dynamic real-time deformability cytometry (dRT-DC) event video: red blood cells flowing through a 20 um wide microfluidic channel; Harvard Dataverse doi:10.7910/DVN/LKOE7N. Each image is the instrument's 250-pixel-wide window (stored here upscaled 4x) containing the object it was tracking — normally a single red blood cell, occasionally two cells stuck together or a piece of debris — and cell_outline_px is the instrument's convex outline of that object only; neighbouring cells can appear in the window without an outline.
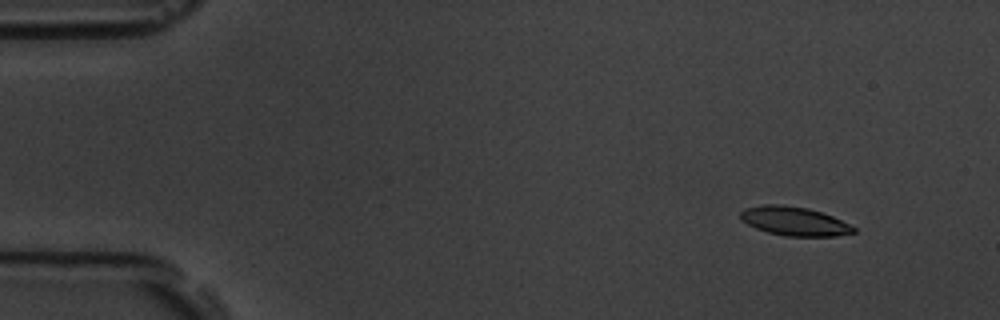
{"species": "common noctule bat (a hibernating species)", "species_latin": "Nyctalus noctula", "temperature_condition": "room temperature", "stored_images_in_passage": 11, "camera_frame_rate_fps": 3000, "um_per_image_px": 0.085, "animal": {"sex": "male", "body_mass_g": 19.5, "forearm_length_mm": 54.6}, "frame": {"image": 1, "passage_image": 2, "time_ms": 1.333, "image_size_px": [1000, 320], "cell_outline_px": [[856, 232], [836, 236], [784, 236], [768, 232], [756, 228], [748, 224], [740, 216], [740, 212], [744, 208], [764, 204], [780, 204], [808, 208], [832, 216], [856, 228]], "centroid_in_image_um": [67.51, 18.8], "position_along_channel_um": 17.5, "area_um2": 18.9}}
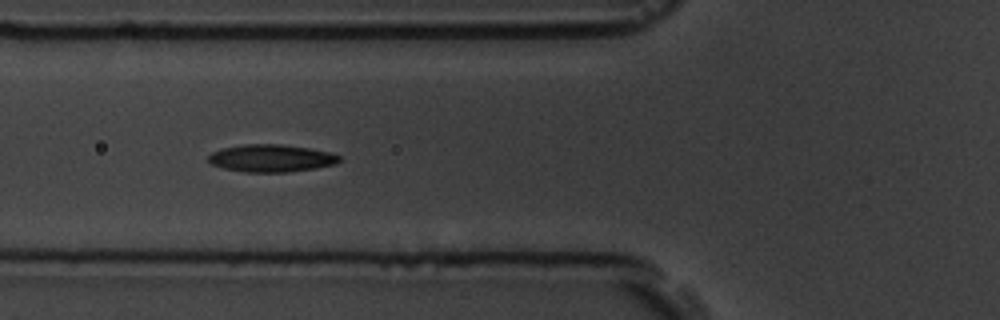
{"frame": {"image": 2, "passage_image": 6, "time_ms": 6.667, "image_size_px": [1000, 320], "cell_outline_px": [[340, 160], [336, 164], [316, 168], [288, 172], [244, 172], [224, 168], [212, 164], [208, 160], [208, 156], [212, 152], [220, 148], [244, 144], [280, 144], [308, 148], [332, 152], [340, 156]], "centroid_in_image_um": [23.06, 13.44], "position_along_channel_um": 102.7, "area_um2": 21.04}}
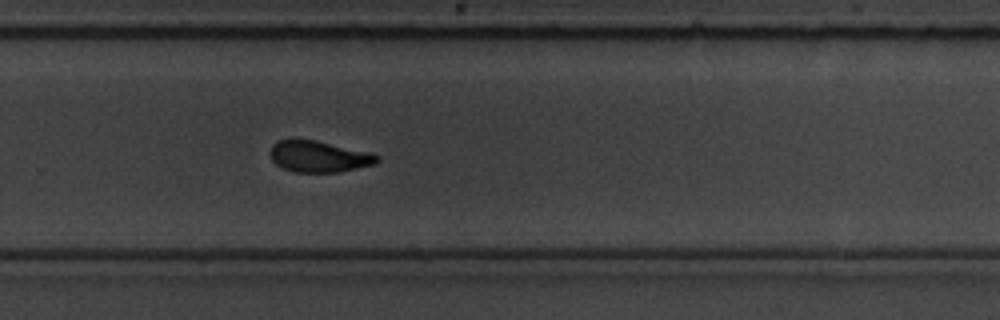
{"frame": {"image": 3, "passage_image": 11, "time_ms": 12.333, "image_size_px": [1000, 320], "cell_outline_px": [[380, 160], [376, 164], [340, 172], [296, 172], [284, 168], [276, 164], [272, 160], [268, 152], [272, 144], [280, 140], [316, 140], [368, 152], [380, 156]], "centroid_in_image_um": [27.11, 13.31], "position_along_channel_um": 302.7, "area_um2": 19.48}}